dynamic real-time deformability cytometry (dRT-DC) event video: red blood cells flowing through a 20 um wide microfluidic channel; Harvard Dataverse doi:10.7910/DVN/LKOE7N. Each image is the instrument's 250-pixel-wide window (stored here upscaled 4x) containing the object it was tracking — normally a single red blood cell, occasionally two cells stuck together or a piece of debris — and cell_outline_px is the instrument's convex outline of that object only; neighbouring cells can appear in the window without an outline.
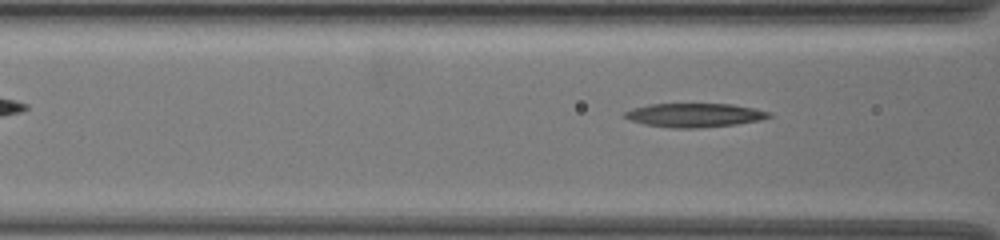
{"species": "common noctule bat (a hibernating species)", "species_latin": "Nyctalus noctula", "temperature_condition": "warm", "stored_images_in_passage": 9, "camera_frame_rate_fps": 3000, "um_per_image_px": 0.085, "animal": {"sex": "female", "body_mass_g": 19.5, "forearm_length_mm": 54.1}, "frame": {"image": 1, "passage_image": 7, "time_ms": 2.0, "image_size_px": [1000, 240], "cell_outline_px": [[772, 116], [760, 120], [736, 124], [700, 128], [672, 128], [644, 124], [632, 120], [624, 116], [624, 112], [632, 108], [648, 104], [732, 104], [772, 112]], "centroid_in_image_um": [59.04, 9.79], "position_along_channel_um": 107.6, "area_um2": 20.0}}